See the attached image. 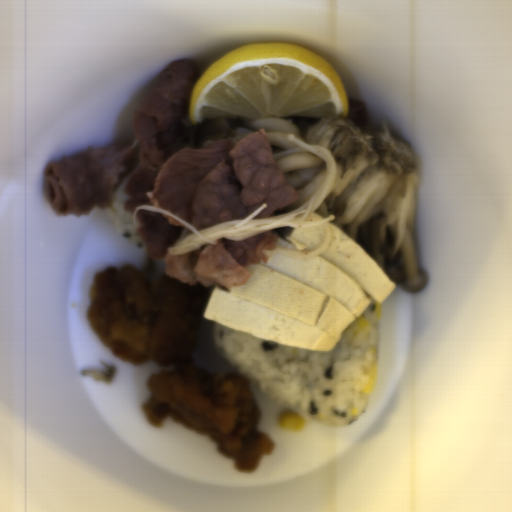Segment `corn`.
I'll use <instances>...</instances> for the list:
<instances>
[{
    "label": "corn",
    "mask_w": 512,
    "mask_h": 512,
    "mask_svg": "<svg viewBox=\"0 0 512 512\" xmlns=\"http://www.w3.org/2000/svg\"><path fill=\"white\" fill-rule=\"evenodd\" d=\"M276 424L277 427L283 430L299 433L304 429L305 419L301 413L291 409L280 413L276 420Z\"/></svg>",
    "instance_id": "51d56268"
},
{
    "label": "corn",
    "mask_w": 512,
    "mask_h": 512,
    "mask_svg": "<svg viewBox=\"0 0 512 512\" xmlns=\"http://www.w3.org/2000/svg\"><path fill=\"white\" fill-rule=\"evenodd\" d=\"M370 324L362 317H357L346 327V332L355 338H365L369 332Z\"/></svg>",
    "instance_id": "f1292c28"
},
{
    "label": "corn",
    "mask_w": 512,
    "mask_h": 512,
    "mask_svg": "<svg viewBox=\"0 0 512 512\" xmlns=\"http://www.w3.org/2000/svg\"><path fill=\"white\" fill-rule=\"evenodd\" d=\"M376 375H377V368H374L373 372L371 373L367 384L361 389V393H371L374 389L375 383H376Z\"/></svg>",
    "instance_id": "5cfa1b94"
},
{
    "label": "corn",
    "mask_w": 512,
    "mask_h": 512,
    "mask_svg": "<svg viewBox=\"0 0 512 512\" xmlns=\"http://www.w3.org/2000/svg\"><path fill=\"white\" fill-rule=\"evenodd\" d=\"M375 302V319H380L382 316V303L378 301Z\"/></svg>",
    "instance_id": "cfcad685"
}]
</instances>
